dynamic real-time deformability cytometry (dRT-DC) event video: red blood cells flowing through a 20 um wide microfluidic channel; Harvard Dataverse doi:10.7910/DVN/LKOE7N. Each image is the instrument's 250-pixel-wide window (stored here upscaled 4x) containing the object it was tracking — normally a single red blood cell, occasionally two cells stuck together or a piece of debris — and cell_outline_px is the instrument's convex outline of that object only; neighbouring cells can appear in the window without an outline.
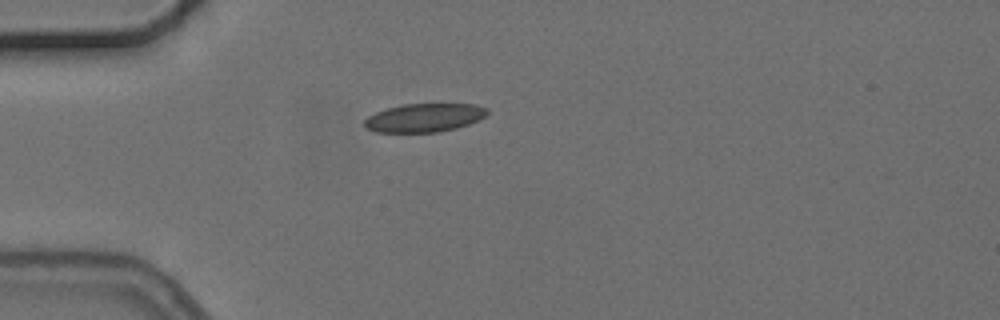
{"species": "common noctule bat (a hibernating species)", "species_latin": "Nyctalus noctula", "temperature_condition": "cold", "stored_images_in_passage": 1, "camera_frame_rate_fps": 3000, "um_per_image_px": 0.085, "animal": {"sex": "female", "body_mass_g": 24.6, "forearm_length_mm": 56.2}, "frame": {"image": 1, "passage_image": 1, "time_ms": 0.0, "image_size_px": [1000, 320], "cell_outline_px": [[488, 112], [484, 116], [468, 124], [456, 128], [436, 132], [376, 132], [364, 128], [364, 120], [368, 116], [376, 112], [388, 108], [404, 104], [472, 104], [488, 108]], "centroid_in_image_um": [36.02, 10.01], "position_along_channel_um": 49.0, "area_um2": 20.23}}